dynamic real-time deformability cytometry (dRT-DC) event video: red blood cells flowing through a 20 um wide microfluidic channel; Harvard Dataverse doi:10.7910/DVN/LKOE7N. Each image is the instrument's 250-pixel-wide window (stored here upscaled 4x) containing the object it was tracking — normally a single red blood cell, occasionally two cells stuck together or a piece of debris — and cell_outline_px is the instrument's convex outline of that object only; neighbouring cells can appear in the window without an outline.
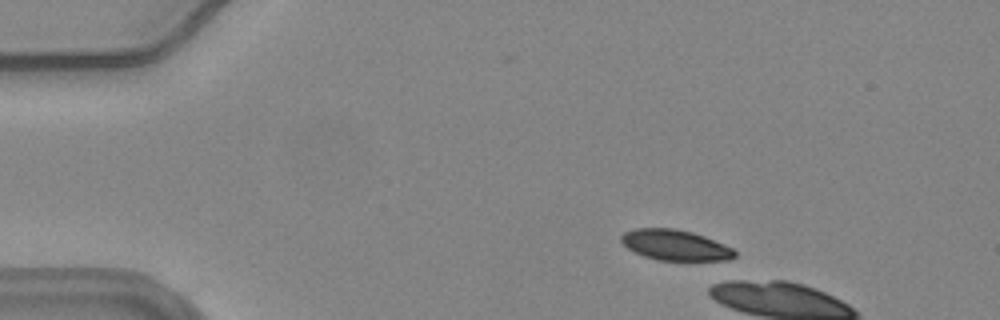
{"species": "common noctule bat (a hibernating species)", "species_latin": "Nyctalus noctula", "temperature_condition": "warm", "stored_images_in_passage": 13, "camera_frame_rate_fps": 3000, "um_per_image_px": 0.085, "animal": {"sex": "female", "body_mass_g": 24.6, "forearm_length_mm": 56.2}, "frame": {"image": 1, "passage_image": 10, "time_ms": 3.0, "image_size_px": [1000, 320], "cell_outline_px": [[736, 256], [728, 260], [656, 260], [644, 256], [628, 248], [620, 240], [620, 236], [624, 232], [636, 228], [676, 228], [692, 232], [704, 236], [732, 248], [736, 252]], "centroid_in_image_um": [57.38, 20.82], "position_along_channel_um": 27.6, "area_um2": 20.11}}